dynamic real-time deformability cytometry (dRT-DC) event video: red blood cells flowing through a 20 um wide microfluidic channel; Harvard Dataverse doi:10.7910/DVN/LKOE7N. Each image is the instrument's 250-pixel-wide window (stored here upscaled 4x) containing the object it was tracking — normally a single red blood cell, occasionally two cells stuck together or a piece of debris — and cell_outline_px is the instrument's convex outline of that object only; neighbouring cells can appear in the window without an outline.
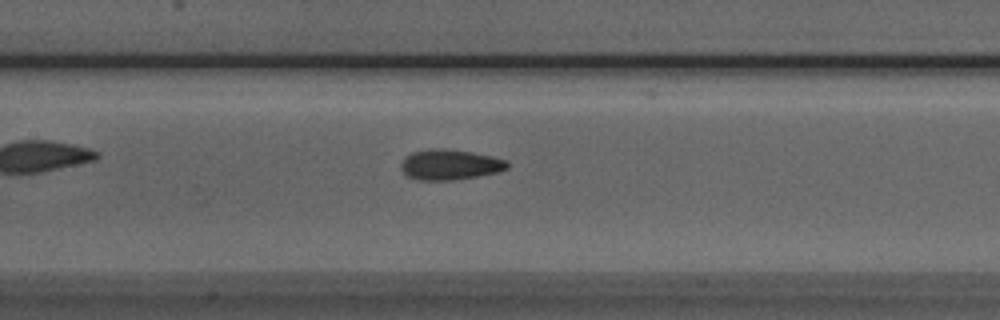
{"species": "Egyptian fruit bat (a non-hibernating species)", "species_latin": "Rousettus aegyptiacus", "temperature_condition": "room temperature", "stored_images_in_passage": 36, "camera_frame_rate_fps": 3000, "um_per_image_px": 0.085, "animal": {"sex": "male"}, "frame": {"image": 1, "passage_image": 8, "time_ms": 2.333, "image_size_px": [1000, 320], "cell_outline_px": [[508, 168], [500, 172], [452, 180], [420, 180], [408, 176], [400, 168], [400, 164], [404, 156], [412, 152], [428, 148], [444, 148], [472, 152], [492, 156], [508, 160]], "centroid_in_image_um": [38.23, 13.98], "position_along_channel_um": 169.2, "area_um2": 19.02}}
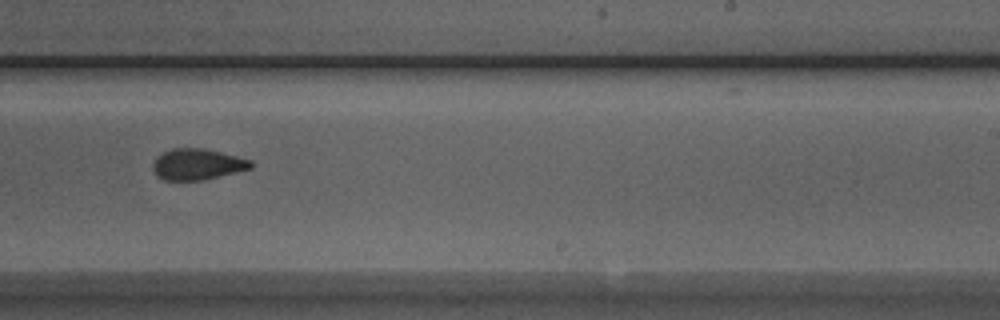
{"frame": {"image": 2, "passage_image": 16, "time_ms": 5.0, "image_size_px": [1000, 320], "cell_outline_px": [[252, 168], [204, 180], [164, 180], [156, 176], [152, 168], [152, 164], [156, 156], [172, 148], [204, 148], [252, 160]], "centroid_in_image_um": [16.74, 13.96], "position_along_channel_um": 272.3, "area_um2": 17.8}}
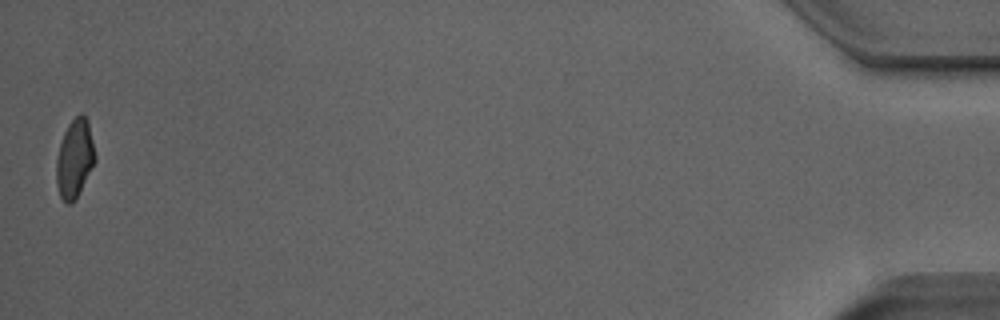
{"frame": {"image": 3, "passage_image": 36, "time_ms": 11.667, "image_size_px": [1000, 320], "cell_outline_px": [[96, 160], [76, 200], [72, 204], [64, 204], [60, 196], [56, 184], [56, 160], [60, 144], [64, 132], [68, 124], [80, 112], [88, 120], [96, 156]], "centroid_in_image_um": [6.34, 13.52], "position_along_channel_um": 428.9, "area_um2": 17.92}}